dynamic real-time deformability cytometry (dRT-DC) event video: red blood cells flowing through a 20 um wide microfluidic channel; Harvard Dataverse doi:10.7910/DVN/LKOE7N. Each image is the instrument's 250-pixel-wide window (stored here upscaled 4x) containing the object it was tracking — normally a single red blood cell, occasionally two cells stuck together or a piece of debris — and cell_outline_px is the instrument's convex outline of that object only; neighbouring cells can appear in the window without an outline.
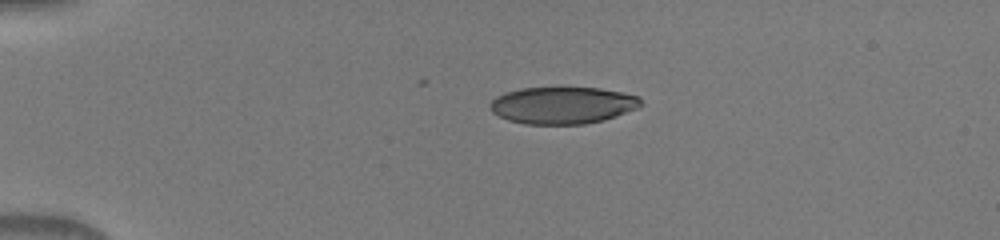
{"species": "human", "species_latin": "Homo sapiens", "temperature_condition": "warm", "stored_images_in_passage": 39, "camera_frame_rate_fps": 3000, "um_per_image_px": 0.085, "donor": {"sex": "male"}, "frame": {"image": 1, "passage_image": 1, "time_ms": 0.0, "image_size_px": [1000, 240], "cell_outline_px": [[644, 104], [640, 108], [604, 120], [584, 124], [524, 124], [508, 120], [492, 112], [488, 108], [488, 104], [496, 96], [504, 92], [520, 88], [600, 88], [640, 96]], "centroid_in_image_um": [47.83, 8.95], "position_along_channel_um": 37.2, "area_um2": 32.83}}
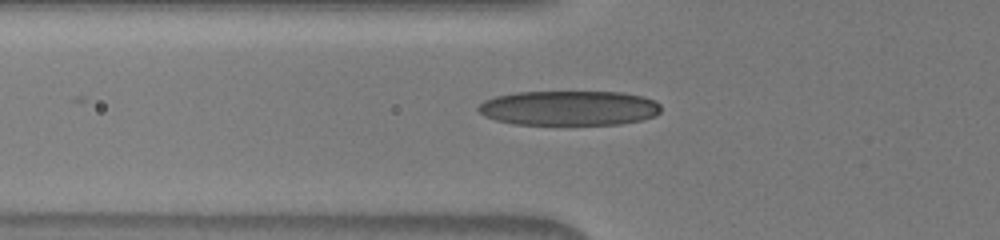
{"frame": {"image": 2, "passage_image": 8, "time_ms": 2.333, "image_size_px": [1000, 240], "cell_outline_px": [[660, 112], [656, 116], [640, 120], [620, 124], [512, 124], [496, 120], [484, 116], [476, 108], [484, 100], [496, 96], [516, 92], [620, 92], [644, 96], [656, 100], [660, 104]], "centroid_in_image_um": [48.38, 9.18], "position_along_channel_um": 77.4, "area_um2": 37.17}}
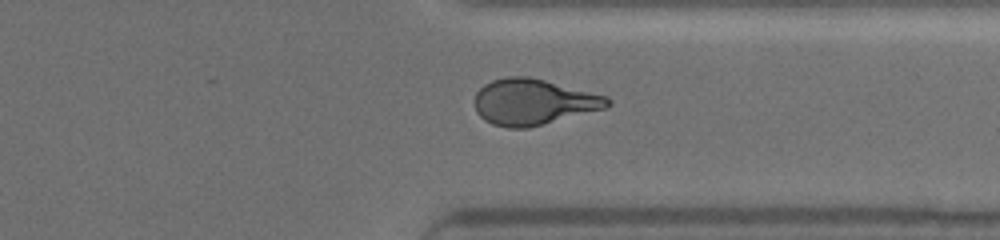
{"frame": {"image": 3, "passage_image": 29, "time_ms": 9.333, "image_size_px": [1000, 240], "cell_outline_px": [[612, 104], [608, 108], [528, 128], [508, 128], [492, 124], [484, 120], [476, 112], [476, 92], [484, 84], [492, 80], [508, 76], [528, 76], [608, 96], [612, 100]], "centroid_in_image_um": [45.37, 8.67], "position_along_channel_um": 366.0, "area_um2": 35.72}}